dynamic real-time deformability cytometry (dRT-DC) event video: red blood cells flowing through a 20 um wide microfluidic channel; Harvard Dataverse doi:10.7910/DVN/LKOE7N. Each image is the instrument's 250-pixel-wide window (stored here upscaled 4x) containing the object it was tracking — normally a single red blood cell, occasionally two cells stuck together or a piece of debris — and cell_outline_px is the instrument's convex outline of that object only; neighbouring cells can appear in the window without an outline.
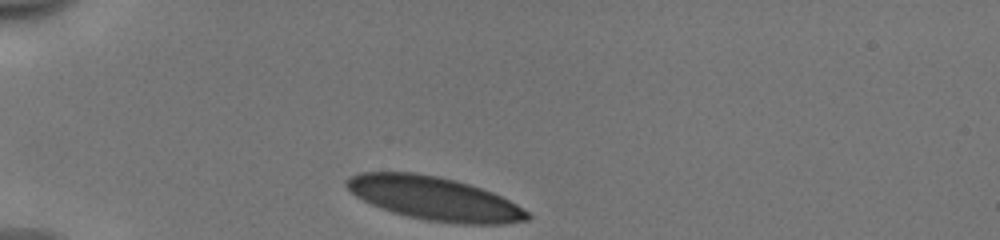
{"species": "human", "species_latin": "Homo sapiens", "temperature_condition": "cold", "stored_images_in_passage": 31, "camera_frame_rate_fps": 3000, "um_per_image_px": 0.085, "donor": {"sex": "male"}, "frame": {"image": 1, "passage_image": 1, "time_ms": 0.0, "image_size_px": [1000, 240], "cell_outline_px": [[532, 216], [528, 220], [504, 224], [464, 224], [428, 220], [408, 216], [392, 212], [380, 208], [356, 196], [344, 184], [344, 180], [360, 172], [412, 172], [436, 176], [456, 180], [492, 192], [516, 204], [528, 212]], "centroid_in_image_um": [36.92, 16.87], "position_along_channel_um": 48.1, "area_um2": 45.43}}
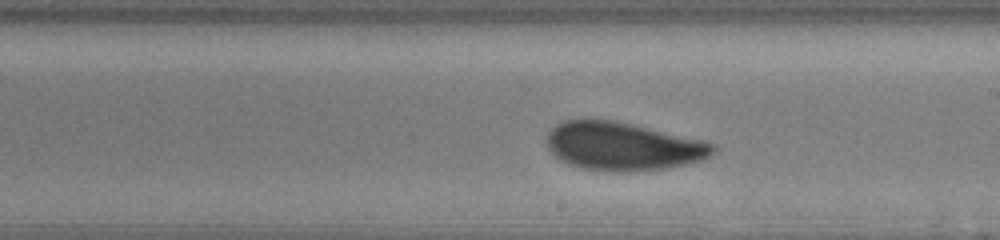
{"frame": {"image": 2, "passage_image": 18, "time_ms": 5.667, "image_size_px": [1000, 240], "cell_outline_px": [[716, 148], [708, 156], [700, 160], [684, 164], [664, 168], [628, 172], [608, 172], [584, 168], [568, 164], [560, 160], [548, 148], [548, 132], [556, 124], [564, 120], [584, 116], [612, 120], [632, 124], [704, 140], [716, 144]], "centroid_in_image_um": [52.89, 12.4], "position_along_channel_um": 236.1, "area_um2": 47.11}}
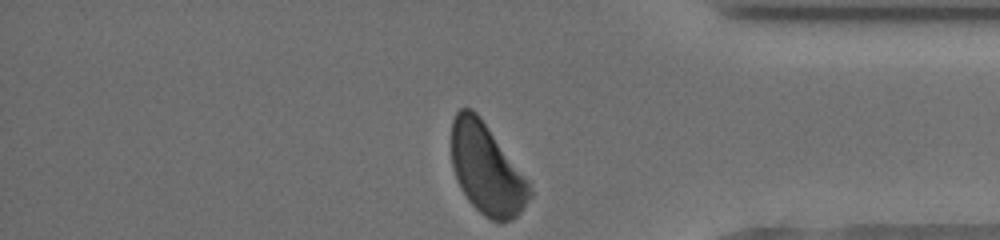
{"frame": {"image": 3, "passage_image": 31, "time_ms": 10.0, "image_size_px": [1000, 240], "cell_outline_px": [[532, 196], [516, 216], [512, 220], [500, 224], [484, 216], [468, 200], [460, 188], [456, 180], [452, 168], [452, 120], [456, 112], [460, 108], [472, 108], [480, 116], [528, 180], [532, 192]], "centroid_in_image_um": [41.35, 14.39], "position_along_channel_um": 393.8, "area_um2": 41.33}, "authors_computed_cell_mechanics": {"area_um2": 46.7602, "velocity_mm_per_s": 3.9266, "shape_relaxation_time_tau1_ms": 2.1888, "shape_relaxation_time_tau2_ms": null, "deformation_change_tau1": 0.1112, "deformation_change_tau2": null}}